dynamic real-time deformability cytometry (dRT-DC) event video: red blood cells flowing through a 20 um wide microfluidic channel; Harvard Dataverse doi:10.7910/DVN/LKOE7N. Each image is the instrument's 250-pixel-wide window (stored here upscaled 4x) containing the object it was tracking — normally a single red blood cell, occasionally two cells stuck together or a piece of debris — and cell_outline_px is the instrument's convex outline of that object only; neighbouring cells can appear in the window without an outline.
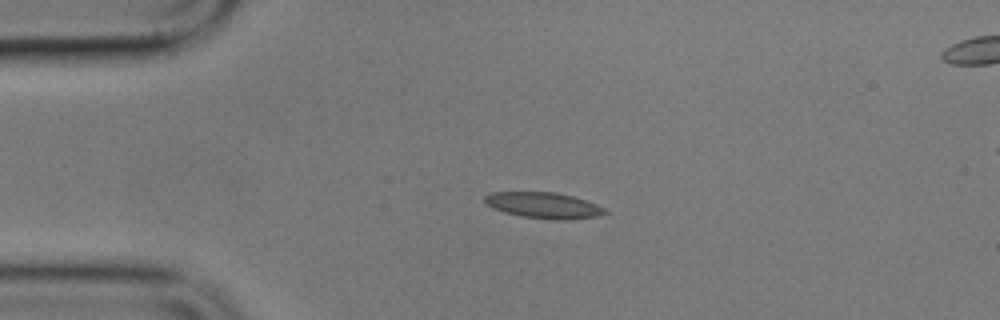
{"species": "common noctule bat (a hibernating species)", "species_latin": "Nyctalus noctula", "temperature_condition": "cold", "stored_images_in_passage": 3, "camera_frame_rate_fps": 3000, "um_per_image_px": 0.085, "animal": {"sex": "male", "body_mass_g": 17.9}, "frame": {"image": 1, "passage_image": 1, "time_ms": 0.0, "image_size_px": [1000, 320], "cell_outline_px": [[608, 212], [596, 216], [560, 220], [556, 220], [520, 216], [504, 212], [492, 208], [484, 200], [484, 196], [492, 192], [556, 192], [572, 196], [596, 204], [604, 208]], "centroid_in_image_um": [46.17, 17.45], "position_along_channel_um": 38.8, "area_um2": 17.98}}
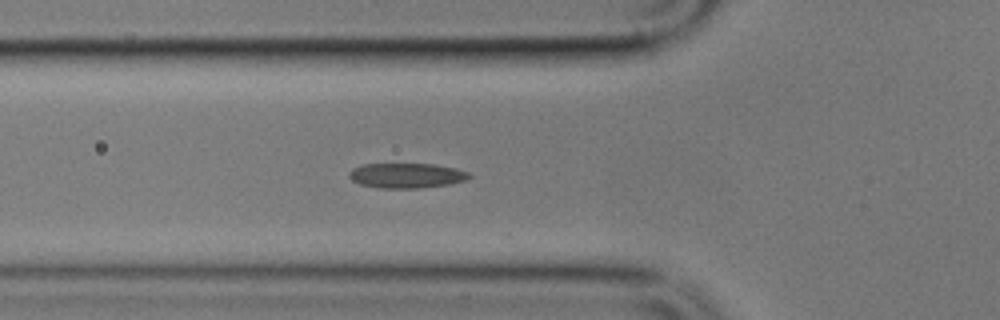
{"frame": {"image": 2, "passage_image": 3, "time_ms": 2.333, "image_size_px": [1000, 320], "cell_outline_px": [[472, 176], [468, 180], [448, 184], [420, 188], [380, 188], [360, 184], [352, 180], [348, 176], [348, 172], [352, 168], [364, 164], [436, 164], [456, 168], [468, 172]], "centroid_in_image_um": [34.56, 14.92], "position_along_channel_um": 91.2, "area_um2": 17.57}}